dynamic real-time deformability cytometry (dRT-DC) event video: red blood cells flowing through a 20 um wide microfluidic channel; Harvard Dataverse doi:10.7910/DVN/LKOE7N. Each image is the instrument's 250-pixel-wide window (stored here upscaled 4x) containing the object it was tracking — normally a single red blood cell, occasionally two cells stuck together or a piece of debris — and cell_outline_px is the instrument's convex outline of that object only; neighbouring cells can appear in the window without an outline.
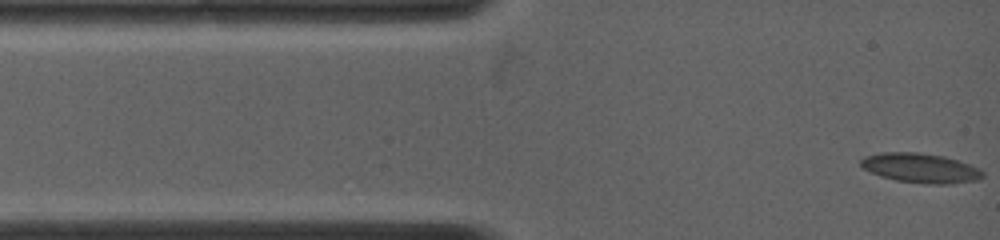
{"species": "common noctule bat (a hibernating species)", "species_latin": "Nyctalus noctula", "temperature_condition": "warm", "stored_images_in_passage": 32, "camera_frame_rate_fps": 5000, "um_per_image_px": 0.085, "animal": {"sex": "female", "body_mass_g": 19.0, "forearm_length_mm": 53.3}, "frame": {"image": 1, "passage_image": 1, "time_ms": 0.0, "image_size_px": [1000, 240], "cell_outline_px": [[984, 176], [980, 180], [948, 184], [928, 184], [896, 180], [880, 176], [864, 168], [860, 164], [860, 160], [868, 156], [884, 152], [916, 152], [944, 156], [980, 168], [984, 172]], "centroid_in_image_um": [78.3, 14.29], "position_along_channel_um": 6.7, "area_um2": 20.87}}
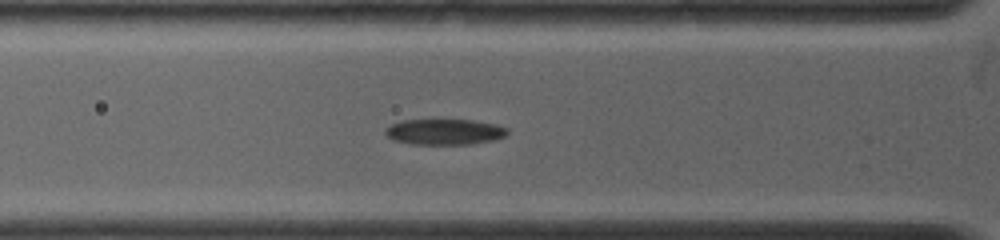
{"frame": {"image": 2, "passage_image": 18, "time_ms": 3.4, "image_size_px": [1000, 240], "cell_outline_px": [[508, 132], [504, 136], [492, 140], [472, 144], [412, 144], [396, 140], [388, 136], [384, 132], [384, 128], [392, 124], [404, 120], [432, 116], [472, 120], [492, 124], [508, 128]], "centroid_in_image_um": [37.73, 11.15], "position_along_channel_um": 88.1, "area_um2": 19.02}}
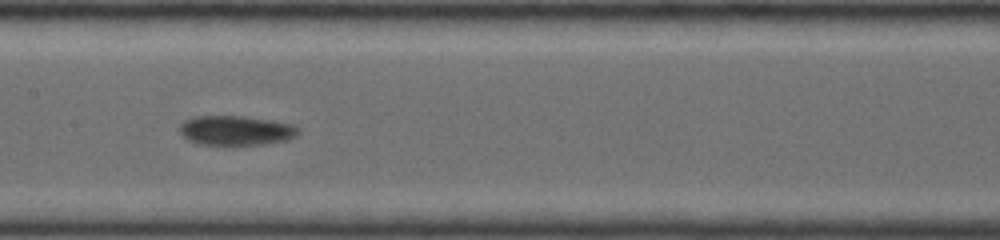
{"frame": {"image": 3, "passage_image": 31, "time_ms": 6.0, "image_size_px": [1000, 240], "cell_outline_px": [[296, 132], [292, 136], [284, 140], [264, 144], [200, 144], [188, 140], [180, 132], [180, 124], [184, 120], [196, 116], [244, 116], [272, 120], [292, 124], [296, 128]], "centroid_in_image_um": [19.98, 11.07], "position_along_channel_um": 187.4, "area_um2": 20.0}}